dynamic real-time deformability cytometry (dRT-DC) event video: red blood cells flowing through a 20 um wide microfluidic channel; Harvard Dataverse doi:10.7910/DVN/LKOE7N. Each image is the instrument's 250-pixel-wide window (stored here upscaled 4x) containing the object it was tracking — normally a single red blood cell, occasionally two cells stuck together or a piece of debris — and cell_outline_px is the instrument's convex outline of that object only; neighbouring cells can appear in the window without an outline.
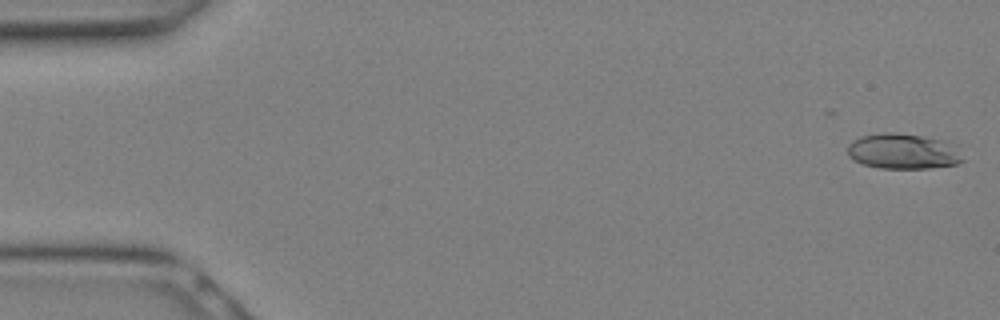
{"species": "Egyptian fruit bat (a non-hibernating species)", "species_latin": "Rousettus aegyptiacus", "temperature_condition": "warm", "stored_images_in_passage": 24, "camera_frame_rate_fps": 3000, "um_per_image_px": 0.085, "animal": {"sex": "female"}, "frame": {"image": 1, "passage_image": 1, "time_ms": 0.0, "image_size_px": [1000, 320], "cell_outline_px": [[964, 160], [956, 164], [928, 168], [880, 168], [864, 164], [852, 160], [848, 156], [848, 144], [852, 140], [860, 136], [884, 132], [892, 132], [924, 136], [940, 140]], "centroid_in_image_um": [76.6, 12.86], "position_along_channel_um": 8.4, "area_um2": 23.12}}
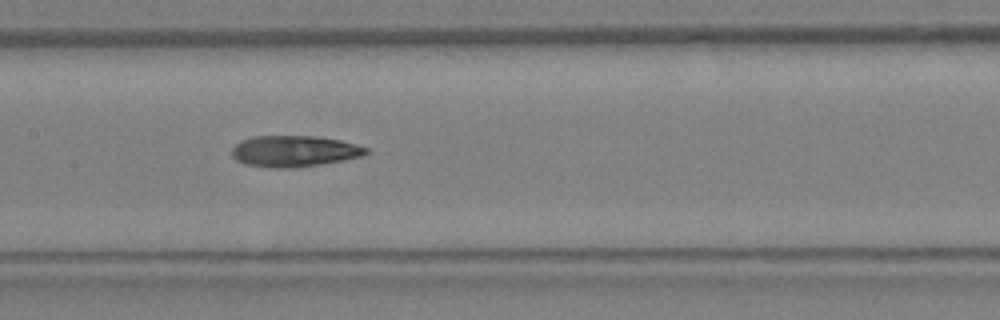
{"frame": {"image": 2, "passage_image": 14, "time_ms": 4.333, "image_size_px": [1000, 320], "cell_outline_px": [[368, 152], [360, 156], [344, 160], [292, 168], [272, 168], [244, 164], [236, 160], [232, 156], [232, 148], [240, 140], [252, 136], [316, 136], [340, 140], [368, 148]], "centroid_in_image_um": [24.95, 12.84], "position_along_channel_um": 182.4, "area_um2": 24.33}}
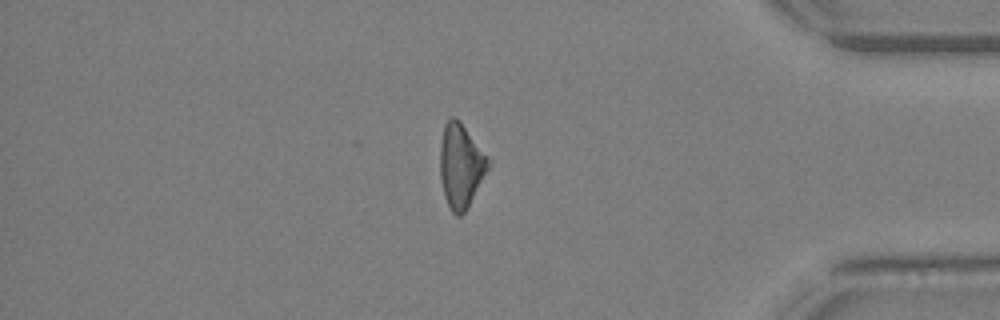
{"frame": {"image": 3, "passage_image": 24, "time_ms": 7.667, "image_size_px": [1000, 320], "cell_outline_px": [[492, 164], [464, 212], [460, 216], [456, 216], [452, 212], [444, 196], [440, 180], [440, 144], [444, 124], [452, 116], [460, 120], [488, 156]], "centroid_in_image_um": [39.17, 14.06], "position_along_channel_um": 396.0, "area_um2": 23.7}}